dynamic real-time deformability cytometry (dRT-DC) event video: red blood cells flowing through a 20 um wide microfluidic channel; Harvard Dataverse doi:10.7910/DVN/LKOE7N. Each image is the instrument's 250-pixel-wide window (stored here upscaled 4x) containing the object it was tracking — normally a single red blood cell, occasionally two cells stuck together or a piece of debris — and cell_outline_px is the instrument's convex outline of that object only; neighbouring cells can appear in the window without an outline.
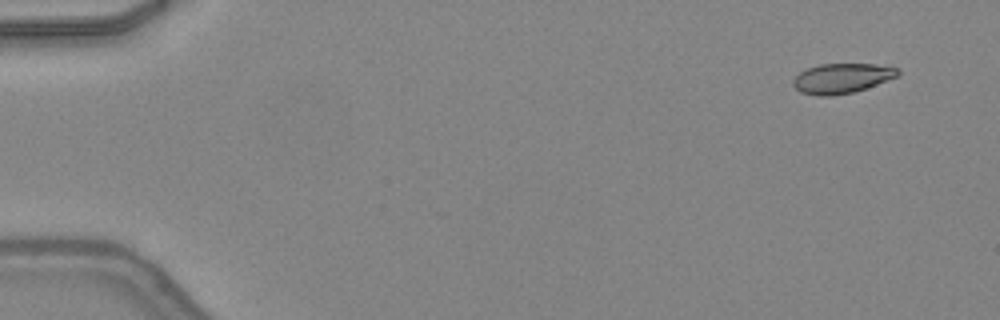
{"species": "common noctule bat (a hibernating species)", "species_latin": "Nyctalus noctula", "temperature_condition": "warm", "stored_images_in_passage": 47, "camera_frame_rate_fps": 3000, "um_per_image_px": 0.085, "animal": {"sex": "female", "body_mass_g": 24.6, "forearm_length_mm": 56.2}, "frame": {"image": 1, "passage_image": 2, "time_ms": 0.333, "image_size_px": [1000, 320], "cell_outline_px": [[900, 72], [896, 76], [876, 84], [852, 92], [832, 96], [820, 96], [800, 92], [792, 84], [792, 80], [800, 72], [808, 68], [820, 64], [872, 64], [900, 68]], "centroid_in_image_um": [71.52, 6.65], "position_along_channel_um": 13.5, "area_um2": 17.98}}
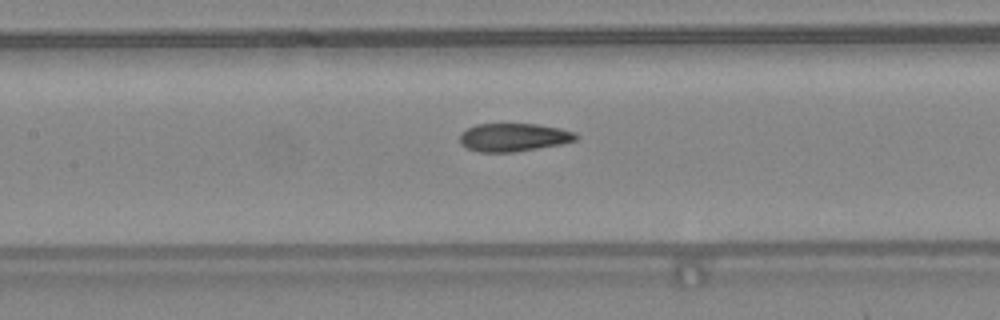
{"frame": {"image": 2, "passage_image": 22, "time_ms": 7.0, "image_size_px": [1000, 320], "cell_outline_px": [[580, 136], [576, 140], [560, 144], [516, 152], [476, 152], [460, 144], [460, 132], [476, 124], [536, 124], [560, 128], [576, 132]], "centroid_in_image_um": [43.65, 11.67], "position_along_channel_um": 163.7, "area_um2": 19.19}}
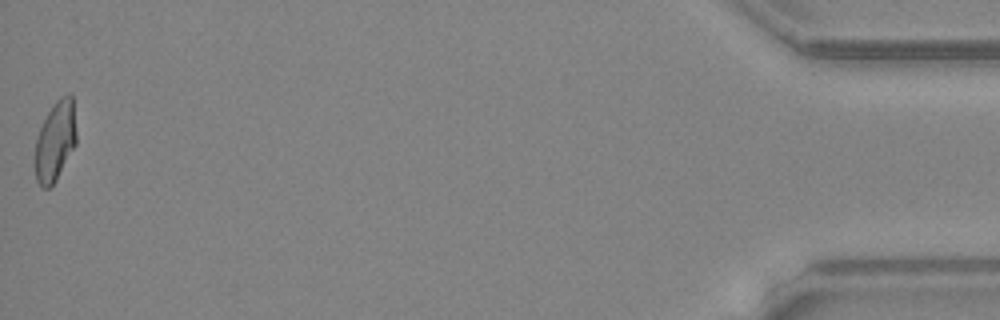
{"frame": {"image": 3, "passage_image": 47, "time_ms": 15.333, "image_size_px": [1000, 320], "cell_outline_px": [[76, 144], [56, 180], [48, 188], [40, 188], [36, 180], [36, 140], [40, 128], [52, 104], [60, 96], [68, 92], [72, 96], [76, 132]], "centroid_in_image_um": [4.71, 11.97], "position_along_channel_um": 430.5, "area_um2": 19.07}, "authors_computed_cell_mechanics": {"area_um2": 19.363, "velocity_mm_per_s": 4.3447, "shape_relaxation_time_tau1_ms": null, "shape_relaxation_time_tau2_ms": 1.3881, "deformation_change_tau1": null, "deformation_change_tau2": 0.0743}}